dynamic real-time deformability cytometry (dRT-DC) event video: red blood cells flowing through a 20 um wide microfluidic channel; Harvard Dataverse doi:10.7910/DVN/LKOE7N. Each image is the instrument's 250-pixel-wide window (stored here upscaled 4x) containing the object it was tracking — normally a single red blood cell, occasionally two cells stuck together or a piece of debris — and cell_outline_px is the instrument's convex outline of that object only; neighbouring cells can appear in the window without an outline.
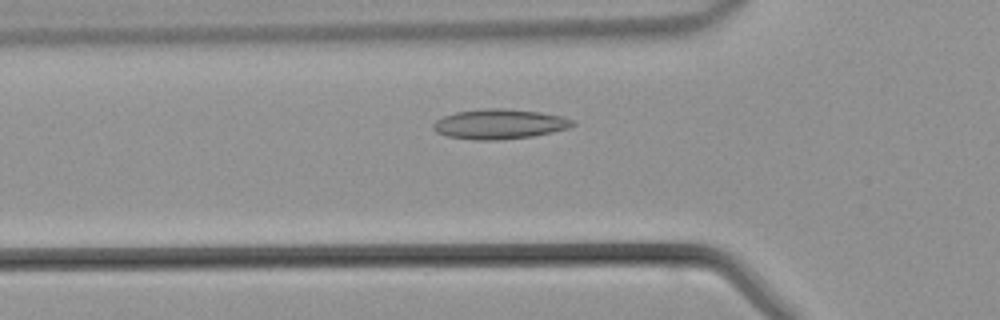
{"species": "common noctule bat (a hibernating species)", "species_latin": "Nyctalus noctula", "temperature_condition": "warm", "stored_images_in_passage": 40, "camera_frame_rate_fps": 3000, "um_per_image_px": 0.085, "animal": {"sex": "male", "body_mass_g": 21.5, "forearm_length_mm": 52.0}, "frame": {"image": 1, "passage_image": 10, "time_ms": 3.0, "image_size_px": [1000, 320], "cell_outline_px": [[576, 124], [568, 128], [552, 132], [532, 136], [500, 140], [476, 140], [448, 136], [436, 132], [432, 128], [432, 124], [436, 120], [444, 116], [456, 112], [488, 108], [504, 108], [540, 112], [564, 116], [576, 120]], "centroid_in_image_um": [42.49, 10.54], "position_along_channel_um": 83.3, "area_um2": 24.39}}
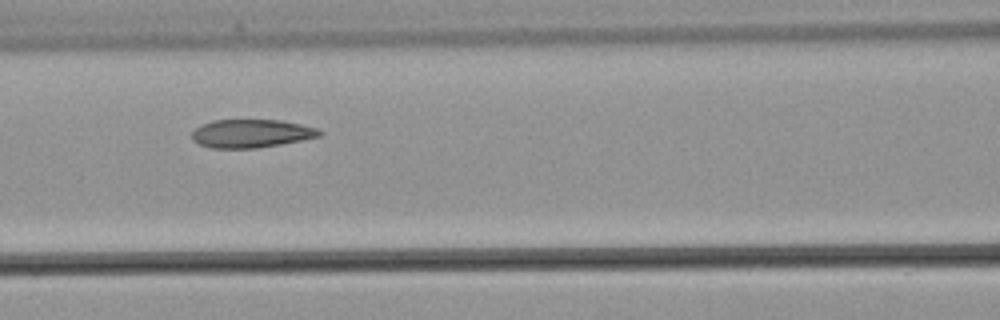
{"frame": {"image": 2, "passage_image": 14, "time_ms": 4.333, "image_size_px": [1000, 320], "cell_outline_px": [[324, 132], [320, 136], [280, 144], [256, 148], [212, 148], [200, 144], [192, 140], [192, 132], [200, 124], [212, 120], [280, 120], [300, 124], [316, 128]], "centroid_in_image_um": [21.33, 11.34], "position_along_channel_um": 145.3, "area_um2": 20.92}}
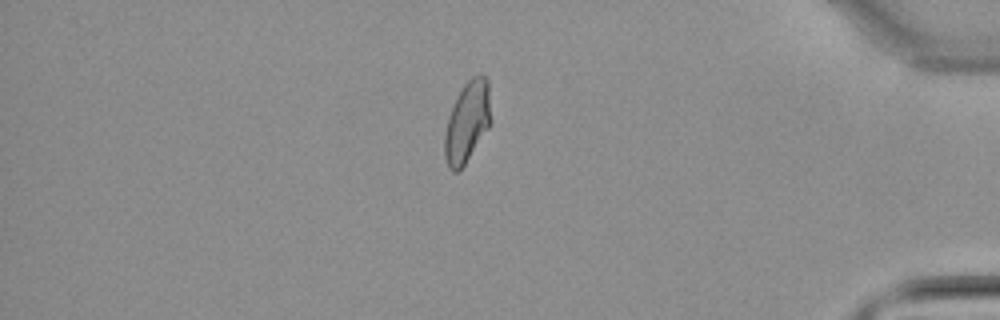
{"frame": {"image": 3, "passage_image": 33, "time_ms": 10.667, "image_size_px": [1000, 320], "cell_outline_px": [[492, 124], [460, 172], [452, 172], [448, 168], [444, 156], [444, 136], [448, 116], [456, 96], [464, 84], [472, 76], [480, 72], [488, 80], [492, 120]], "centroid_in_image_um": [39.73, 10.38], "position_along_channel_um": 395.5, "area_um2": 22.6}}